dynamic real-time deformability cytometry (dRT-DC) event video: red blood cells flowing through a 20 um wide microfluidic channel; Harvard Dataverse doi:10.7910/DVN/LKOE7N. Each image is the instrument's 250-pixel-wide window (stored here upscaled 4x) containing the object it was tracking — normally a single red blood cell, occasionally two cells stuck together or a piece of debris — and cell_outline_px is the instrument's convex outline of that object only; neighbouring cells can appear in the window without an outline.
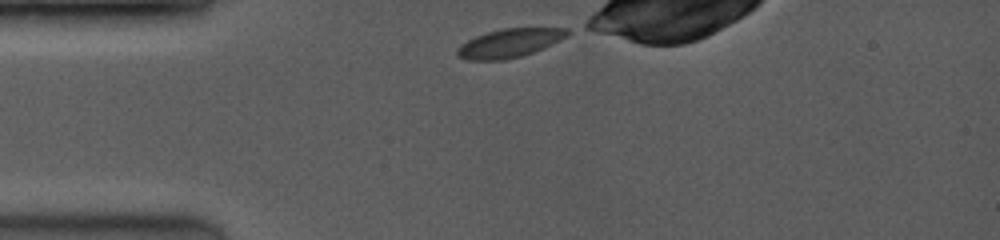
{"species": "common noctule bat (a hibernating species)", "species_latin": "Nyctalus noctula", "temperature_condition": "room temperature", "stored_images_in_passage": 29, "camera_frame_rate_fps": 3500, "um_per_image_px": 0.085, "animal": {"sex": "female", "body_mass_g": 19.0, "forearm_length_mm": 53.3}, "frame": {"image": 1, "passage_image": 1, "time_ms": 0.0, "image_size_px": [1000, 240], "cell_outline_px": [[568, 32], [564, 36], [552, 44], [544, 48], [520, 56], [504, 60], [468, 60], [456, 56], [456, 48], [460, 44], [476, 36], [500, 28], [568, 28]], "centroid_in_image_um": [43.23, 3.67], "position_along_channel_um": 41.8, "area_um2": 18.21}}
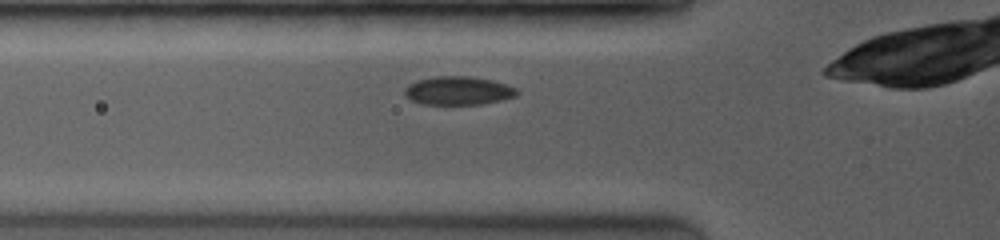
{"frame": {"image": 2, "passage_image": 10, "time_ms": 1.714, "image_size_px": [1000, 240], "cell_outline_px": [[520, 92], [516, 96], [484, 104], [424, 104], [412, 100], [404, 96], [404, 88], [408, 84], [416, 80], [432, 76], [468, 76], [492, 80], [516, 88]], "centroid_in_image_um": [38.92, 7.7], "position_along_channel_um": 86.9, "area_um2": 18.73}}
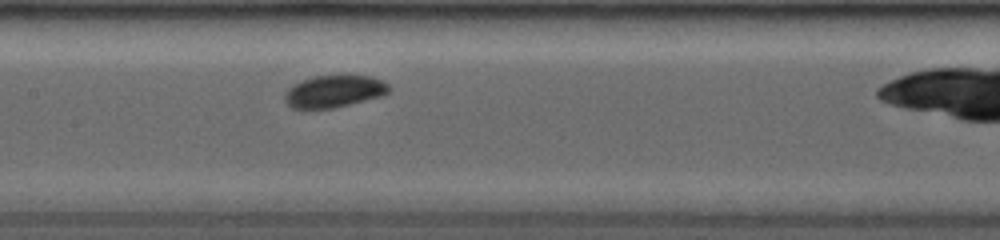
{"frame": {"image": 3, "passage_image": 21, "time_ms": 4.0, "image_size_px": [1000, 240], "cell_outline_px": [[388, 92], [380, 96], [332, 108], [292, 108], [284, 100], [284, 96], [288, 88], [292, 84], [316, 76], [372, 76], [388, 84]], "centroid_in_image_um": [28.35, 7.76], "position_along_channel_um": 179.0, "area_um2": 19.02}}